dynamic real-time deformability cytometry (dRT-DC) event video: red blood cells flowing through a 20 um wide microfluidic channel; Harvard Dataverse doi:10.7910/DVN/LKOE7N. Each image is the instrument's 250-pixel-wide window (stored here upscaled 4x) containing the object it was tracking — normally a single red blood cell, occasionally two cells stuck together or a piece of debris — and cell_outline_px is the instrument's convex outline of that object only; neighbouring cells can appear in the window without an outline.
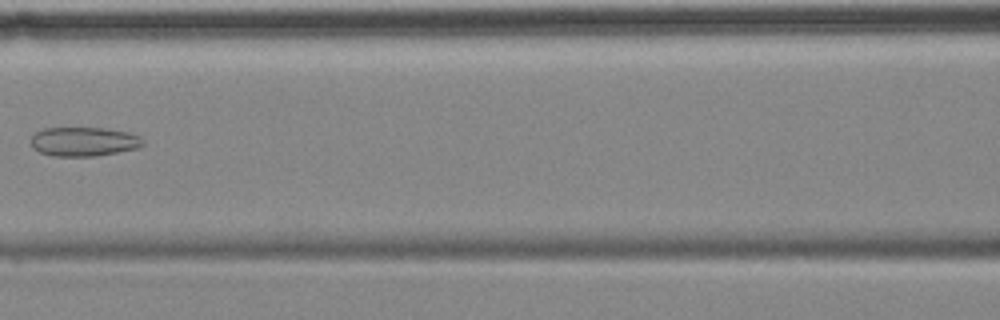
{"species": "common noctule bat (a hibernating species)", "species_latin": "Nyctalus noctula", "temperature_condition": "cold", "stored_images_in_passage": 9, "camera_frame_rate_fps": 3000, "um_per_image_px": 0.085, "animal": {"sex": "female", "body_mass_g": 18.4}, "frame": {"image": 1, "passage_image": 7, "time_ms": 8.0, "image_size_px": [1000, 320], "cell_outline_px": [[144, 144], [140, 148], [96, 156], [52, 156], [40, 152], [32, 148], [32, 136], [36, 132], [44, 128], [104, 128], [128, 132], [140, 136], [144, 140]], "centroid_in_image_um": [7.15, 12.04], "position_along_channel_um": 159.4, "area_um2": 19.13}}
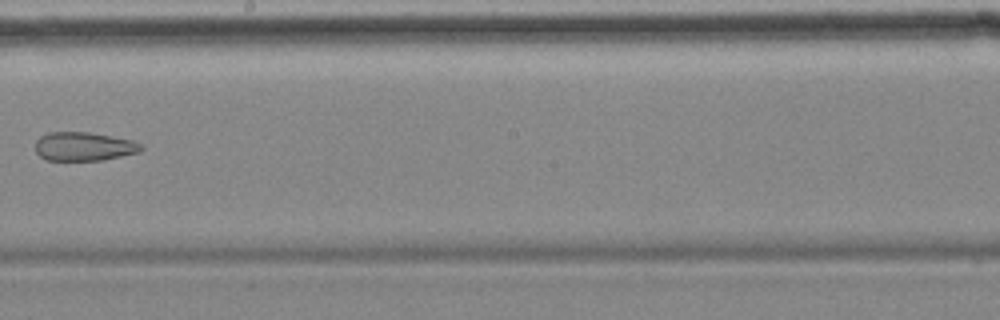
{"frame": {"image": 2, "passage_image": 9, "time_ms": 10.333, "image_size_px": [1000, 320], "cell_outline_px": [[144, 148], [140, 152], [100, 160], [48, 160], [40, 156], [36, 152], [36, 140], [40, 136], [48, 132], [88, 132], [132, 140], [140, 144]], "centroid_in_image_um": [7.11, 12.44], "position_along_channel_um": 241.1, "area_um2": 17.57}}